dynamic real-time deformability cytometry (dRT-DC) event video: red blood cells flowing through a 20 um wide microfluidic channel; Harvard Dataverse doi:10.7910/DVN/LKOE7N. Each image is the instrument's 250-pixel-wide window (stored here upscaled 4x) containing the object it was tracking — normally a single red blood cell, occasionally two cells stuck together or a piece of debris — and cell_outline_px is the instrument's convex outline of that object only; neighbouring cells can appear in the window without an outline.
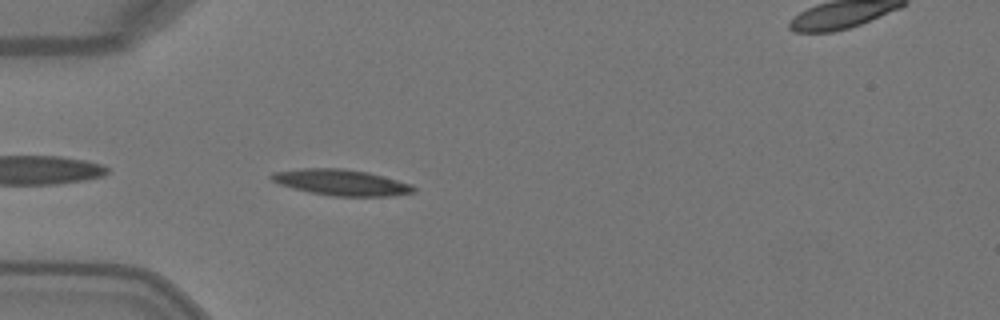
{"species": "Egyptian fruit bat (a non-hibernating species)", "species_latin": "Rousettus aegyptiacus", "temperature_condition": "warm", "stored_images_in_passage": 38, "camera_frame_rate_fps": 3000, "um_per_image_px": 0.085, "animal": {"sex": "female"}, "frame": {"image": 1, "passage_image": 2, "time_ms": 0.333, "image_size_px": [1000, 320], "cell_outline_px": [[416, 192], [392, 196], [332, 196], [308, 192], [292, 188], [280, 184], [272, 180], [268, 176], [272, 172], [304, 168], [344, 168], [368, 172], [412, 184], [416, 188]], "centroid_in_image_um": [29.01, 15.51], "position_along_channel_um": 56.0, "area_um2": 21.68}}
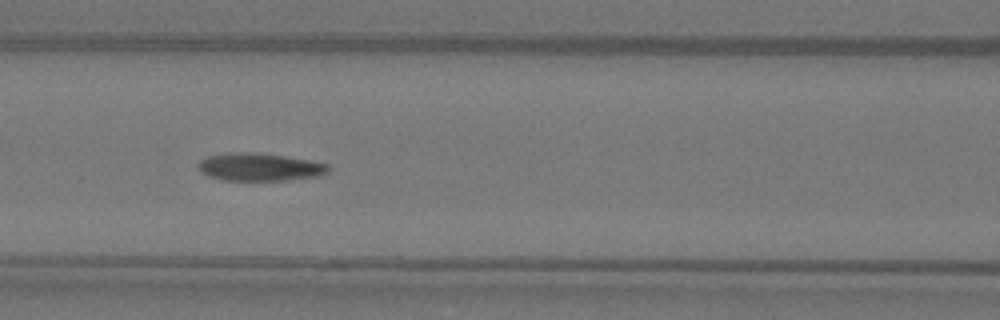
{"frame": {"image": 2, "passage_image": 9, "time_ms": 2.667, "image_size_px": [1000, 320], "cell_outline_px": [[328, 172], [320, 176], [284, 180], [224, 180], [208, 176], [200, 172], [196, 164], [200, 160], [208, 156], [236, 152], [252, 152], [284, 156], [308, 160], [328, 164]], "centroid_in_image_um": [22.03, 14.2], "position_along_channel_um": 144.6, "area_um2": 20.92}}
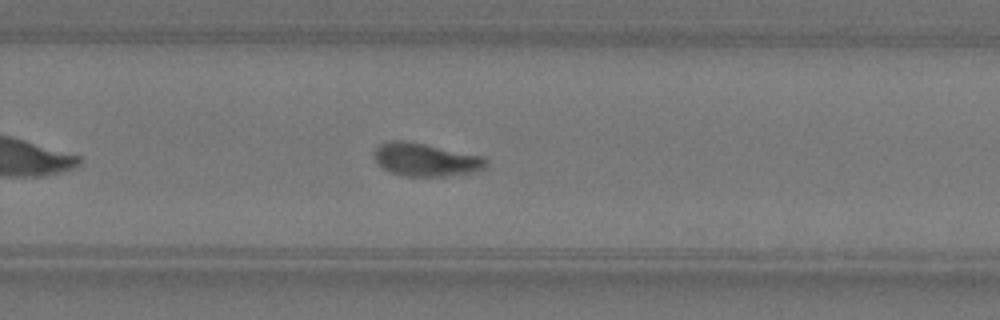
{"frame": {"image": 3, "passage_image": 20, "time_ms": 6.333, "image_size_px": [1000, 320], "cell_outline_px": [[488, 164], [484, 168], [476, 172], [444, 176], [408, 176], [392, 172], [384, 168], [376, 160], [372, 152], [380, 144], [392, 140], [404, 140], [484, 156], [488, 160]], "centroid_in_image_um": [36.22, 13.57], "position_along_channel_um": 293.6, "area_um2": 21.44}, "authors_computed_cell_mechanics": {"area_um2": 20.9236, "velocity_mm_per_s": 4.0899, "shape_relaxation_time_tau1_ms": 4.0068, "shape_relaxation_time_tau2_ms": 4.8007, "deformation_change_tau1": 0.1862, "deformation_change_tau2": 0.1209}}